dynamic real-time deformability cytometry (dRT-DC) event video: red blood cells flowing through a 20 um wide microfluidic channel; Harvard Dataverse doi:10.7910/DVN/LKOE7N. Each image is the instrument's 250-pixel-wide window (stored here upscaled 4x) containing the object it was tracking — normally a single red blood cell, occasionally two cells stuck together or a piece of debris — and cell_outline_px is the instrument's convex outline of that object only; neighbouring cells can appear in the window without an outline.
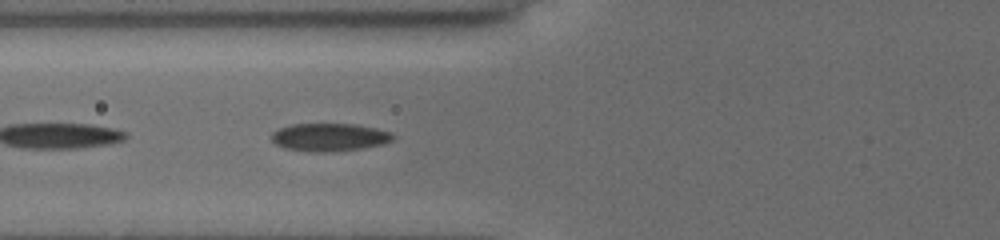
{"species": "common noctule bat (a hibernating species)", "species_latin": "Nyctalus noctula", "temperature_condition": "cold", "stored_images_in_passage": 21, "camera_frame_rate_fps": 3000, "um_per_image_px": 0.085, "animal": {"sex": "female", "body_mass_g": 19.5, "forearm_length_mm": 54.1}, "frame": {"image": 1, "passage_image": 18, "time_ms": 5.667, "image_size_px": [1000, 240], "cell_outline_px": [[396, 136], [392, 140], [384, 144], [360, 148], [332, 152], [308, 152], [284, 148], [276, 144], [272, 140], [272, 132], [280, 128], [292, 124], [356, 124], [376, 128], [392, 132]], "centroid_in_image_um": [28.02, 11.66], "position_along_channel_um": 97.8, "area_um2": 19.88}}